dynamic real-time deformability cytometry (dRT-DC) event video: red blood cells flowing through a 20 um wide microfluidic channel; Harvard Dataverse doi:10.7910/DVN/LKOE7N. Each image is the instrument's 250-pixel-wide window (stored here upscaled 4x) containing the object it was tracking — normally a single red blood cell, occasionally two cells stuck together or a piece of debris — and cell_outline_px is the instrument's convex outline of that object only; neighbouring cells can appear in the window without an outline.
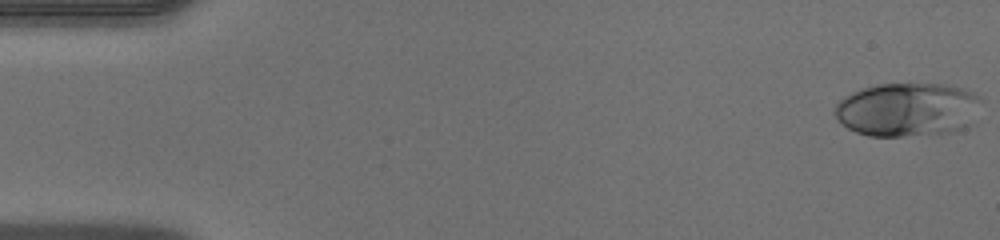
{"species": "human", "species_latin": "Homo sapiens", "temperature_condition": "warm", "stored_images_in_passage": 47, "camera_frame_rate_fps": 3000, "um_per_image_px": 0.085, "donor": {"sex": "male"}, "frame": {"image": 1, "passage_image": 1, "time_ms": 0.0, "image_size_px": [1000, 240], "cell_outline_px": [[980, 100], [976, 124], [952, 132], [900, 136], [868, 136], [856, 132], [848, 128], [832, 112], [836, 104], [844, 96], [852, 92], [876, 84], [944, 84], [964, 88], [980, 96]], "centroid_in_image_um": [77.19, 9.31], "position_along_channel_um": 7.8, "area_um2": 46.3}}
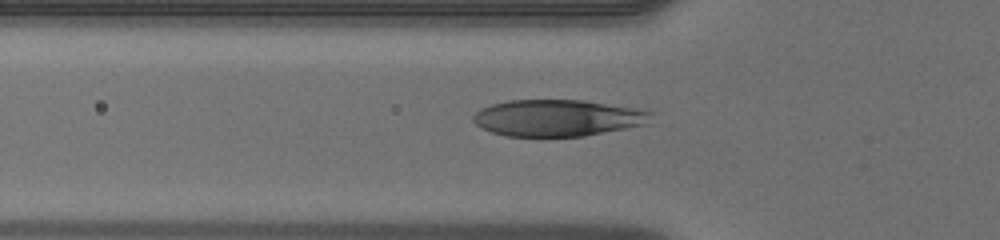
{"frame": {"image": 2, "passage_image": 16, "time_ms": 5.0, "image_size_px": [1000, 240], "cell_outline_px": [[656, 112], [644, 124], [584, 136], [504, 136], [480, 128], [472, 120], [472, 116], [480, 108], [492, 104], [508, 100], [584, 100], [644, 108]], "centroid_in_image_um": [47.41, 10.01], "position_along_channel_um": 78.4, "area_um2": 38.26}}
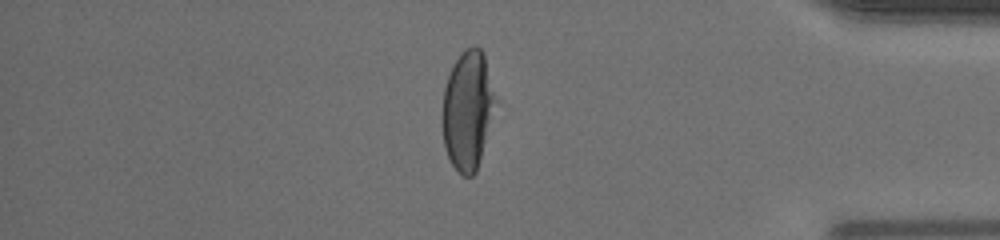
{"frame": {"image": 3, "passage_image": 40, "time_ms": 13.0, "image_size_px": [1000, 240], "cell_outline_px": [[496, 100], [476, 172], [472, 176], [464, 176], [452, 164], [444, 148], [440, 120], [440, 112], [444, 88], [448, 76], [456, 60], [464, 48], [472, 44], [476, 44], [484, 52]], "centroid_in_image_um": [39.7, 9.32], "position_along_channel_um": 395.5, "area_um2": 36.88}}